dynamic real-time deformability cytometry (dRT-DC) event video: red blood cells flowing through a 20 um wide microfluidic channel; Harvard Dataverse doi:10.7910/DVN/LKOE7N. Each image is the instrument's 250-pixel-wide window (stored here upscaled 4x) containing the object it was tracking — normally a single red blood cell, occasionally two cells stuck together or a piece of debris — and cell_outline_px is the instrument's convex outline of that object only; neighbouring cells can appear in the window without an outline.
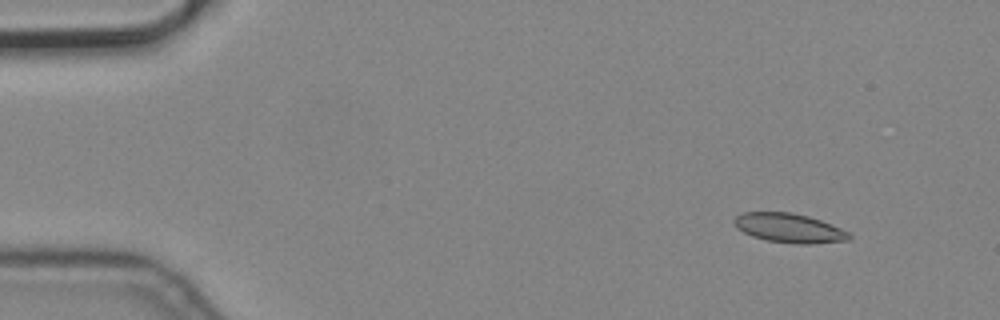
{"species": "common noctule bat (a hibernating species)", "species_latin": "Nyctalus noctula", "temperature_condition": "cold", "stored_images_in_passage": 5, "camera_frame_rate_fps": 3000, "um_per_image_px": 0.085, "animal": {"sex": "male", "body_mass_g": 19.2, "forearm_length_mm": 51.8}, "frame": {"image": 1, "passage_image": 2, "time_ms": 0.333, "image_size_px": [1000, 320], "cell_outline_px": [[852, 240], [812, 244], [796, 244], [768, 240], [752, 236], [736, 228], [732, 220], [736, 216], [744, 212], [792, 212], [808, 216], [820, 220], [840, 228], [848, 232], [852, 236]], "centroid_in_image_um": [67.09, 19.38], "position_along_channel_um": 17.9, "area_um2": 19.65}}
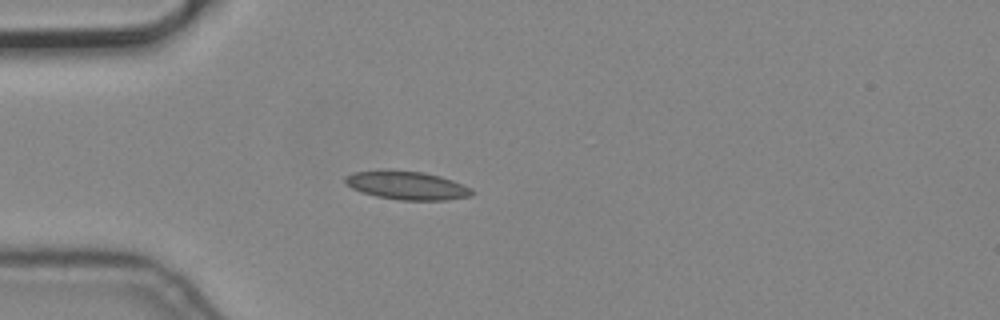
{"frame": {"image": 2, "passage_image": 5, "time_ms": 1.333, "image_size_px": [1000, 320], "cell_outline_px": [[476, 192], [472, 196], [448, 200], [400, 200], [376, 196], [360, 192], [352, 188], [344, 180], [344, 176], [352, 172], [388, 168], [424, 172], [440, 176], [452, 180], [472, 188]], "centroid_in_image_um": [34.58, 15.74], "position_along_channel_um": 50.4, "area_um2": 21.56}}